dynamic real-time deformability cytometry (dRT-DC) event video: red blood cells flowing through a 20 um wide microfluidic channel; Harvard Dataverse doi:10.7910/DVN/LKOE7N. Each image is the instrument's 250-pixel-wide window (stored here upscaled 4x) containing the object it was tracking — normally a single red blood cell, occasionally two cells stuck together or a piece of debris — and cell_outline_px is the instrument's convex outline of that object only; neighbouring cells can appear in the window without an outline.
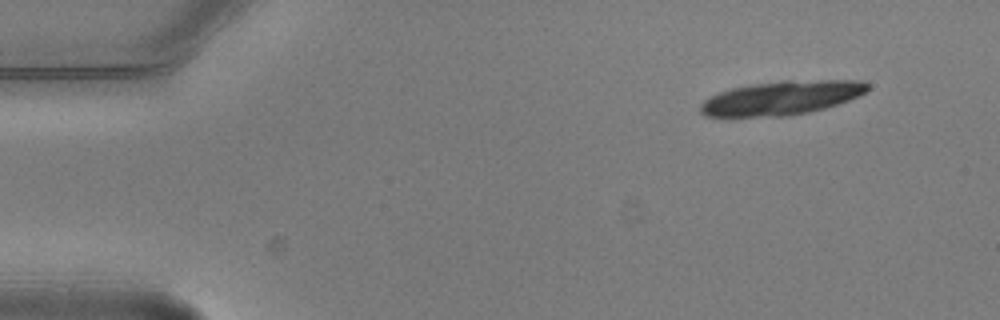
{"species": "common noctule bat (a hibernating species)", "species_latin": "Nyctalus noctula", "temperature_condition": "warm", "stored_images_in_passage": 3, "camera_frame_rate_fps": 3000, "um_per_image_px": 0.085, "animal": {"sex": "male", "body_mass_g": 20.5, "forearm_length_mm": 52.5}, "frame": {"image": 1, "passage_image": 1, "time_ms": 0.0, "image_size_px": [1000, 320], "cell_outline_px": [[868, 92], [848, 100], [824, 108], [808, 112], [784, 116], [704, 116], [700, 112], [700, 104], [708, 96], [732, 88], [756, 84], [784, 80], [864, 80], [868, 84]], "centroid_in_image_um": [66.44, 8.31], "position_along_channel_um": 18.6, "area_um2": 32.89}}